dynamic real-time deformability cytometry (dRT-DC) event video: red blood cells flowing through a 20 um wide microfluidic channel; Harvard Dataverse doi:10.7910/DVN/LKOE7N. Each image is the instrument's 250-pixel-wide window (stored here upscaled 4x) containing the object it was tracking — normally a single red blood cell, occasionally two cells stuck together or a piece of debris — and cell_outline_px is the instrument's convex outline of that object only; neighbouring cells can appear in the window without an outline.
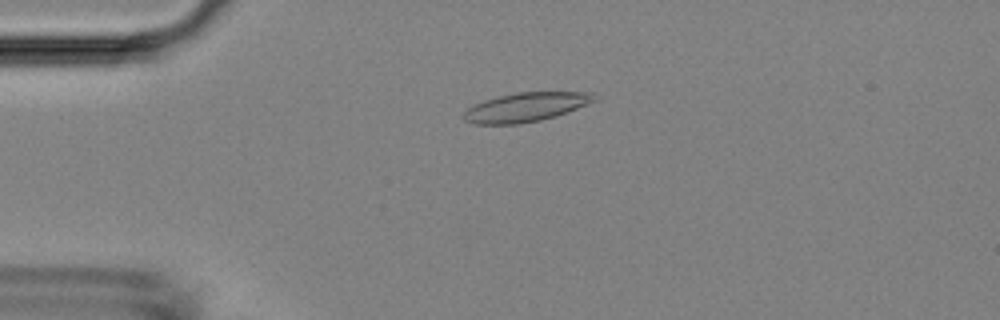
{"species": "Egyptian fruit bat (a non-hibernating species)", "species_latin": "Rousettus aegyptiacus", "temperature_condition": "room temperature", "stored_images_in_passage": 4, "camera_frame_rate_fps": 3000, "um_per_image_px": 0.085, "animal": {"sex": "female"}, "frame": {"image": 1, "passage_image": 3, "time_ms": 2.333, "image_size_px": [1000, 320], "cell_outline_px": [[600, 96], [596, 100], [588, 104], [568, 112], [556, 116], [540, 120], [520, 124], [476, 124], [464, 120], [460, 116], [468, 108], [484, 100], [500, 96], [520, 92], [592, 92]], "centroid_in_image_um": [44.73, 9.11], "position_along_channel_um": 40.3, "area_um2": 22.2}}